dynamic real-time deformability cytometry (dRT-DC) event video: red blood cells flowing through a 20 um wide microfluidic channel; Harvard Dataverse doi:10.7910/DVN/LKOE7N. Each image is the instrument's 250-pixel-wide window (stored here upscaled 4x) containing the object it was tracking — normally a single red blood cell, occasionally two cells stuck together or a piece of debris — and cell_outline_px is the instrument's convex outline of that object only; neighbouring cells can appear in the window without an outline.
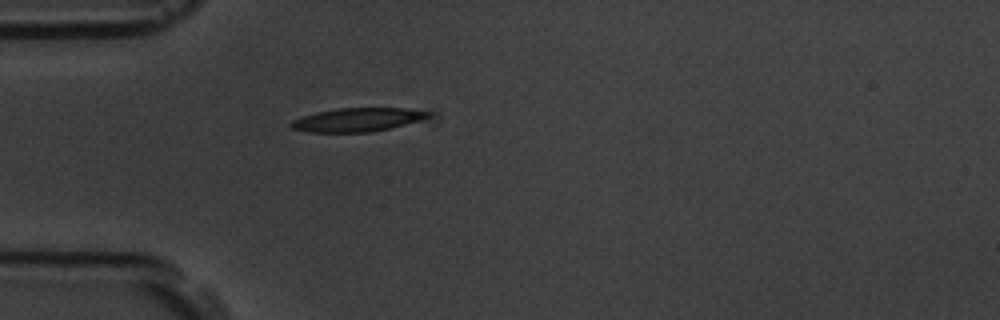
{"species": "common noctule bat (a hibernating species)", "species_latin": "Nyctalus noctula", "temperature_condition": "room temperature", "stored_images_in_passage": 42, "camera_frame_rate_fps": 3000, "um_per_image_px": 0.085, "animal": {"sex": "male", "body_mass_g": 19.5, "forearm_length_mm": 54.6}, "frame": {"image": 1, "passage_image": 1, "time_ms": 0.0, "image_size_px": [1000, 320], "cell_outline_px": [[440, 116], [424, 120], [388, 128], [368, 132], [308, 132], [292, 128], [288, 124], [292, 120], [316, 112], [340, 108], [404, 108], [432, 112]], "centroid_in_image_um": [30.49, 10.17], "position_along_channel_um": 54.5, "area_um2": 19.07}}
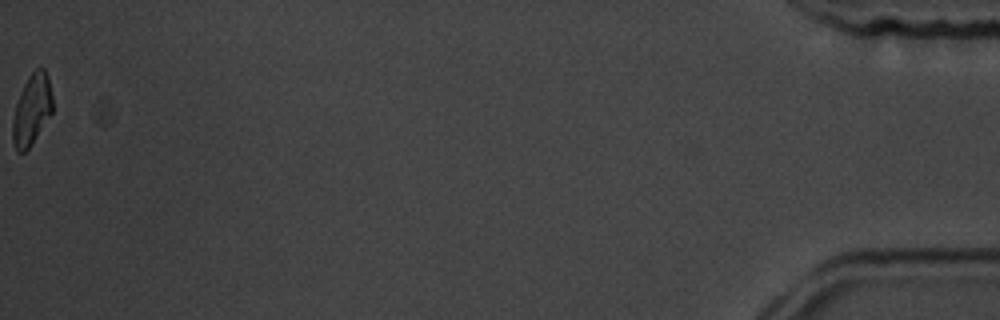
{"frame": {"image": 2, "passage_image": 42, "time_ms": 13.667, "image_size_px": [1000, 320], "cell_outline_px": [[52, 112], [32, 144], [24, 152], [16, 152], [12, 140], [12, 120], [16, 104], [20, 92], [28, 76], [40, 64], [44, 68], [48, 76], [52, 96]], "centroid_in_image_um": [2.69, 9.3], "position_along_channel_um": 432.5, "area_um2": 16.59}}